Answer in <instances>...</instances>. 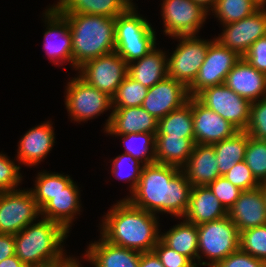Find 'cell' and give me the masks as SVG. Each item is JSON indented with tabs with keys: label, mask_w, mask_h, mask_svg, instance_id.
<instances>
[{
	"label": "cell",
	"mask_w": 266,
	"mask_h": 267,
	"mask_svg": "<svg viewBox=\"0 0 266 267\" xmlns=\"http://www.w3.org/2000/svg\"><path fill=\"white\" fill-rule=\"evenodd\" d=\"M191 188L182 169L155 162L143 166L135 190L125 199L147 212L167 213L182 219L189 205Z\"/></svg>",
	"instance_id": "6da1fadb"
},
{
	"label": "cell",
	"mask_w": 266,
	"mask_h": 267,
	"mask_svg": "<svg viewBox=\"0 0 266 267\" xmlns=\"http://www.w3.org/2000/svg\"><path fill=\"white\" fill-rule=\"evenodd\" d=\"M102 217L100 235L111 244L144 253L153 251L160 239L159 215L142 210L125 198Z\"/></svg>",
	"instance_id": "7a4b0ae2"
},
{
	"label": "cell",
	"mask_w": 266,
	"mask_h": 267,
	"mask_svg": "<svg viewBox=\"0 0 266 267\" xmlns=\"http://www.w3.org/2000/svg\"><path fill=\"white\" fill-rule=\"evenodd\" d=\"M67 234L60 224L39 218L14 235L15 255L27 267L68 265L69 256L63 249L64 240L69 236Z\"/></svg>",
	"instance_id": "3957f363"
},
{
	"label": "cell",
	"mask_w": 266,
	"mask_h": 267,
	"mask_svg": "<svg viewBox=\"0 0 266 267\" xmlns=\"http://www.w3.org/2000/svg\"><path fill=\"white\" fill-rule=\"evenodd\" d=\"M72 35L73 69L115 52V18L92 14H62Z\"/></svg>",
	"instance_id": "277c9868"
},
{
	"label": "cell",
	"mask_w": 266,
	"mask_h": 267,
	"mask_svg": "<svg viewBox=\"0 0 266 267\" xmlns=\"http://www.w3.org/2000/svg\"><path fill=\"white\" fill-rule=\"evenodd\" d=\"M135 7L115 18V52L128 64L144 57L156 43V31Z\"/></svg>",
	"instance_id": "5b68a950"
},
{
	"label": "cell",
	"mask_w": 266,
	"mask_h": 267,
	"mask_svg": "<svg viewBox=\"0 0 266 267\" xmlns=\"http://www.w3.org/2000/svg\"><path fill=\"white\" fill-rule=\"evenodd\" d=\"M197 229L198 265L200 266L214 267L239 249V231L228 216L197 225Z\"/></svg>",
	"instance_id": "8992f818"
},
{
	"label": "cell",
	"mask_w": 266,
	"mask_h": 267,
	"mask_svg": "<svg viewBox=\"0 0 266 267\" xmlns=\"http://www.w3.org/2000/svg\"><path fill=\"white\" fill-rule=\"evenodd\" d=\"M65 89L64 104L71 121L83 123L97 118L106 110H112V98L78 75L68 81Z\"/></svg>",
	"instance_id": "52a82bcc"
},
{
	"label": "cell",
	"mask_w": 266,
	"mask_h": 267,
	"mask_svg": "<svg viewBox=\"0 0 266 267\" xmlns=\"http://www.w3.org/2000/svg\"><path fill=\"white\" fill-rule=\"evenodd\" d=\"M179 43L171 53L167 55L168 77L183 83L187 88L197 77L198 70L202 66L209 44L214 40H204L200 36H176L172 37Z\"/></svg>",
	"instance_id": "ba28073f"
},
{
	"label": "cell",
	"mask_w": 266,
	"mask_h": 267,
	"mask_svg": "<svg viewBox=\"0 0 266 267\" xmlns=\"http://www.w3.org/2000/svg\"><path fill=\"white\" fill-rule=\"evenodd\" d=\"M39 217L41 210L29 188L0 192V233L16 235Z\"/></svg>",
	"instance_id": "9c48e42d"
},
{
	"label": "cell",
	"mask_w": 266,
	"mask_h": 267,
	"mask_svg": "<svg viewBox=\"0 0 266 267\" xmlns=\"http://www.w3.org/2000/svg\"><path fill=\"white\" fill-rule=\"evenodd\" d=\"M77 70L81 79L112 98L128 74V63L111 52L84 62Z\"/></svg>",
	"instance_id": "30bf717a"
},
{
	"label": "cell",
	"mask_w": 266,
	"mask_h": 267,
	"mask_svg": "<svg viewBox=\"0 0 266 267\" xmlns=\"http://www.w3.org/2000/svg\"><path fill=\"white\" fill-rule=\"evenodd\" d=\"M195 98L205 107L229 121L238 130H246L250 118L251 102L225 84L208 87L198 93Z\"/></svg>",
	"instance_id": "8fae6325"
},
{
	"label": "cell",
	"mask_w": 266,
	"mask_h": 267,
	"mask_svg": "<svg viewBox=\"0 0 266 267\" xmlns=\"http://www.w3.org/2000/svg\"><path fill=\"white\" fill-rule=\"evenodd\" d=\"M163 34L169 37L198 35L209 13L193 0H162Z\"/></svg>",
	"instance_id": "7c38bea8"
},
{
	"label": "cell",
	"mask_w": 266,
	"mask_h": 267,
	"mask_svg": "<svg viewBox=\"0 0 266 267\" xmlns=\"http://www.w3.org/2000/svg\"><path fill=\"white\" fill-rule=\"evenodd\" d=\"M241 59V56L213 40L206 53L205 60L198 70L197 77L188 87L190 97H195L204 89L224 84L227 74Z\"/></svg>",
	"instance_id": "4fadbf2b"
},
{
	"label": "cell",
	"mask_w": 266,
	"mask_h": 267,
	"mask_svg": "<svg viewBox=\"0 0 266 267\" xmlns=\"http://www.w3.org/2000/svg\"><path fill=\"white\" fill-rule=\"evenodd\" d=\"M222 26L223 32L214 39L243 57L253 43L266 36V5L240 21Z\"/></svg>",
	"instance_id": "5bb4252c"
},
{
	"label": "cell",
	"mask_w": 266,
	"mask_h": 267,
	"mask_svg": "<svg viewBox=\"0 0 266 267\" xmlns=\"http://www.w3.org/2000/svg\"><path fill=\"white\" fill-rule=\"evenodd\" d=\"M45 32L43 48L45 53L56 66L66 62L73 67L72 35L68 20L53 6H48L43 13Z\"/></svg>",
	"instance_id": "9a60e30c"
},
{
	"label": "cell",
	"mask_w": 266,
	"mask_h": 267,
	"mask_svg": "<svg viewBox=\"0 0 266 267\" xmlns=\"http://www.w3.org/2000/svg\"><path fill=\"white\" fill-rule=\"evenodd\" d=\"M189 97L188 88L183 83L167 76L148 88L142 107L159 120L182 107Z\"/></svg>",
	"instance_id": "2e32d148"
},
{
	"label": "cell",
	"mask_w": 266,
	"mask_h": 267,
	"mask_svg": "<svg viewBox=\"0 0 266 267\" xmlns=\"http://www.w3.org/2000/svg\"><path fill=\"white\" fill-rule=\"evenodd\" d=\"M195 144H209L232 137L239 131L233 124L192 97Z\"/></svg>",
	"instance_id": "e0dca14e"
},
{
	"label": "cell",
	"mask_w": 266,
	"mask_h": 267,
	"mask_svg": "<svg viewBox=\"0 0 266 267\" xmlns=\"http://www.w3.org/2000/svg\"><path fill=\"white\" fill-rule=\"evenodd\" d=\"M108 135L129 133H154L158 131V120L142 106L115 108L108 116L103 128Z\"/></svg>",
	"instance_id": "ac0fdd59"
},
{
	"label": "cell",
	"mask_w": 266,
	"mask_h": 267,
	"mask_svg": "<svg viewBox=\"0 0 266 267\" xmlns=\"http://www.w3.org/2000/svg\"><path fill=\"white\" fill-rule=\"evenodd\" d=\"M52 125L51 121H44L30 128L23 137L21 136L16 155V160L20 165L31 168L47 158L55 143Z\"/></svg>",
	"instance_id": "d6986e66"
},
{
	"label": "cell",
	"mask_w": 266,
	"mask_h": 267,
	"mask_svg": "<svg viewBox=\"0 0 266 267\" xmlns=\"http://www.w3.org/2000/svg\"><path fill=\"white\" fill-rule=\"evenodd\" d=\"M224 84L251 103L266 97V74L251 66L244 57L229 71Z\"/></svg>",
	"instance_id": "ffe728a7"
},
{
	"label": "cell",
	"mask_w": 266,
	"mask_h": 267,
	"mask_svg": "<svg viewBox=\"0 0 266 267\" xmlns=\"http://www.w3.org/2000/svg\"><path fill=\"white\" fill-rule=\"evenodd\" d=\"M227 216L239 232L266 225V205L261 188L242 191Z\"/></svg>",
	"instance_id": "44dd1931"
},
{
	"label": "cell",
	"mask_w": 266,
	"mask_h": 267,
	"mask_svg": "<svg viewBox=\"0 0 266 267\" xmlns=\"http://www.w3.org/2000/svg\"><path fill=\"white\" fill-rule=\"evenodd\" d=\"M80 193L73 180L41 209V217L60 224L69 233L74 219L77 218L75 216L82 212Z\"/></svg>",
	"instance_id": "7402d4cb"
},
{
	"label": "cell",
	"mask_w": 266,
	"mask_h": 267,
	"mask_svg": "<svg viewBox=\"0 0 266 267\" xmlns=\"http://www.w3.org/2000/svg\"><path fill=\"white\" fill-rule=\"evenodd\" d=\"M182 171L192 187L207 186L216 180L220 174L213 145L195 144Z\"/></svg>",
	"instance_id": "603a6c76"
},
{
	"label": "cell",
	"mask_w": 266,
	"mask_h": 267,
	"mask_svg": "<svg viewBox=\"0 0 266 267\" xmlns=\"http://www.w3.org/2000/svg\"><path fill=\"white\" fill-rule=\"evenodd\" d=\"M226 216V209L208 186H194L191 188L187 211L181 220L201 225Z\"/></svg>",
	"instance_id": "cb8c5ba5"
},
{
	"label": "cell",
	"mask_w": 266,
	"mask_h": 267,
	"mask_svg": "<svg viewBox=\"0 0 266 267\" xmlns=\"http://www.w3.org/2000/svg\"><path fill=\"white\" fill-rule=\"evenodd\" d=\"M91 242L85 254L99 267H139L141 253L109 243L101 235Z\"/></svg>",
	"instance_id": "d4e9b609"
},
{
	"label": "cell",
	"mask_w": 266,
	"mask_h": 267,
	"mask_svg": "<svg viewBox=\"0 0 266 267\" xmlns=\"http://www.w3.org/2000/svg\"><path fill=\"white\" fill-rule=\"evenodd\" d=\"M167 51L153 47L144 57L128 64V76L151 88L168 76Z\"/></svg>",
	"instance_id": "484cf974"
},
{
	"label": "cell",
	"mask_w": 266,
	"mask_h": 267,
	"mask_svg": "<svg viewBox=\"0 0 266 267\" xmlns=\"http://www.w3.org/2000/svg\"><path fill=\"white\" fill-rule=\"evenodd\" d=\"M133 0H59L52 6L61 14H92L116 18L129 7H137Z\"/></svg>",
	"instance_id": "4316f807"
},
{
	"label": "cell",
	"mask_w": 266,
	"mask_h": 267,
	"mask_svg": "<svg viewBox=\"0 0 266 267\" xmlns=\"http://www.w3.org/2000/svg\"><path fill=\"white\" fill-rule=\"evenodd\" d=\"M195 145V138H182L171 135H156V163L182 169L188 162Z\"/></svg>",
	"instance_id": "83f0119b"
},
{
	"label": "cell",
	"mask_w": 266,
	"mask_h": 267,
	"mask_svg": "<svg viewBox=\"0 0 266 267\" xmlns=\"http://www.w3.org/2000/svg\"><path fill=\"white\" fill-rule=\"evenodd\" d=\"M160 239L168 247L188 257L195 265H198L197 225L184 219L177 225H173L167 232L160 233ZM195 260H197V263Z\"/></svg>",
	"instance_id": "f1b7e54d"
},
{
	"label": "cell",
	"mask_w": 266,
	"mask_h": 267,
	"mask_svg": "<svg viewBox=\"0 0 266 267\" xmlns=\"http://www.w3.org/2000/svg\"><path fill=\"white\" fill-rule=\"evenodd\" d=\"M248 138L249 134L245 130H239L232 137L212 144L220 176L226 174L235 163L244 160Z\"/></svg>",
	"instance_id": "f546056e"
},
{
	"label": "cell",
	"mask_w": 266,
	"mask_h": 267,
	"mask_svg": "<svg viewBox=\"0 0 266 267\" xmlns=\"http://www.w3.org/2000/svg\"><path fill=\"white\" fill-rule=\"evenodd\" d=\"M156 135H171L182 138H194L192 97L182 107L173 110L158 120Z\"/></svg>",
	"instance_id": "4dcf8cb0"
},
{
	"label": "cell",
	"mask_w": 266,
	"mask_h": 267,
	"mask_svg": "<svg viewBox=\"0 0 266 267\" xmlns=\"http://www.w3.org/2000/svg\"><path fill=\"white\" fill-rule=\"evenodd\" d=\"M72 177L58 172L41 171L35 177L34 188L29 189L40 210L53 199V196L63 191L71 182Z\"/></svg>",
	"instance_id": "1f68e13d"
},
{
	"label": "cell",
	"mask_w": 266,
	"mask_h": 267,
	"mask_svg": "<svg viewBox=\"0 0 266 267\" xmlns=\"http://www.w3.org/2000/svg\"><path fill=\"white\" fill-rule=\"evenodd\" d=\"M262 5L259 0H216L211 13L222 25H227L252 15Z\"/></svg>",
	"instance_id": "d6a6232c"
},
{
	"label": "cell",
	"mask_w": 266,
	"mask_h": 267,
	"mask_svg": "<svg viewBox=\"0 0 266 267\" xmlns=\"http://www.w3.org/2000/svg\"><path fill=\"white\" fill-rule=\"evenodd\" d=\"M121 136L125 146L124 153L131 155L134 159L140 161L143 165L156 162L155 159V137L154 133H129Z\"/></svg>",
	"instance_id": "836d02e7"
},
{
	"label": "cell",
	"mask_w": 266,
	"mask_h": 267,
	"mask_svg": "<svg viewBox=\"0 0 266 267\" xmlns=\"http://www.w3.org/2000/svg\"><path fill=\"white\" fill-rule=\"evenodd\" d=\"M147 91L146 86L127 75L112 97V109L142 106Z\"/></svg>",
	"instance_id": "e575fe53"
},
{
	"label": "cell",
	"mask_w": 266,
	"mask_h": 267,
	"mask_svg": "<svg viewBox=\"0 0 266 267\" xmlns=\"http://www.w3.org/2000/svg\"><path fill=\"white\" fill-rule=\"evenodd\" d=\"M143 164L127 153H122L113 158L111 174L118 180L129 182L130 194L135 190L143 168Z\"/></svg>",
	"instance_id": "d590c367"
},
{
	"label": "cell",
	"mask_w": 266,
	"mask_h": 267,
	"mask_svg": "<svg viewBox=\"0 0 266 267\" xmlns=\"http://www.w3.org/2000/svg\"><path fill=\"white\" fill-rule=\"evenodd\" d=\"M244 161L260 182L266 181V140L249 136Z\"/></svg>",
	"instance_id": "8d00e7d4"
},
{
	"label": "cell",
	"mask_w": 266,
	"mask_h": 267,
	"mask_svg": "<svg viewBox=\"0 0 266 267\" xmlns=\"http://www.w3.org/2000/svg\"><path fill=\"white\" fill-rule=\"evenodd\" d=\"M239 249L266 263V225L239 232Z\"/></svg>",
	"instance_id": "74e56055"
},
{
	"label": "cell",
	"mask_w": 266,
	"mask_h": 267,
	"mask_svg": "<svg viewBox=\"0 0 266 267\" xmlns=\"http://www.w3.org/2000/svg\"><path fill=\"white\" fill-rule=\"evenodd\" d=\"M20 164L0 152V192L16 190L22 182Z\"/></svg>",
	"instance_id": "f35d334b"
},
{
	"label": "cell",
	"mask_w": 266,
	"mask_h": 267,
	"mask_svg": "<svg viewBox=\"0 0 266 267\" xmlns=\"http://www.w3.org/2000/svg\"><path fill=\"white\" fill-rule=\"evenodd\" d=\"M245 131L252 138L266 140V97L251 103L249 123Z\"/></svg>",
	"instance_id": "ab89813d"
},
{
	"label": "cell",
	"mask_w": 266,
	"mask_h": 267,
	"mask_svg": "<svg viewBox=\"0 0 266 267\" xmlns=\"http://www.w3.org/2000/svg\"><path fill=\"white\" fill-rule=\"evenodd\" d=\"M234 186L242 191L252 190L260 186V182L255 178L245 161L237 162L223 175Z\"/></svg>",
	"instance_id": "60d3db41"
},
{
	"label": "cell",
	"mask_w": 266,
	"mask_h": 267,
	"mask_svg": "<svg viewBox=\"0 0 266 267\" xmlns=\"http://www.w3.org/2000/svg\"><path fill=\"white\" fill-rule=\"evenodd\" d=\"M207 186L212 191L214 196L220 201L227 212L233 206L235 201L239 198L240 193L242 192V190L234 186L223 176H219L216 180L209 183Z\"/></svg>",
	"instance_id": "b9f144b4"
},
{
	"label": "cell",
	"mask_w": 266,
	"mask_h": 267,
	"mask_svg": "<svg viewBox=\"0 0 266 267\" xmlns=\"http://www.w3.org/2000/svg\"><path fill=\"white\" fill-rule=\"evenodd\" d=\"M153 252L159 258L164 267H194L195 264L186 256L179 254L168 247L161 239L153 248Z\"/></svg>",
	"instance_id": "7bdbcfd3"
},
{
	"label": "cell",
	"mask_w": 266,
	"mask_h": 267,
	"mask_svg": "<svg viewBox=\"0 0 266 267\" xmlns=\"http://www.w3.org/2000/svg\"><path fill=\"white\" fill-rule=\"evenodd\" d=\"M214 267H266V263L238 249Z\"/></svg>",
	"instance_id": "ee69618b"
},
{
	"label": "cell",
	"mask_w": 266,
	"mask_h": 267,
	"mask_svg": "<svg viewBox=\"0 0 266 267\" xmlns=\"http://www.w3.org/2000/svg\"><path fill=\"white\" fill-rule=\"evenodd\" d=\"M243 57L251 66L266 74V36L253 43Z\"/></svg>",
	"instance_id": "f6af8a7d"
},
{
	"label": "cell",
	"mask_w": 266,
	"mask_h": 267,
	"mask_svg": "<svg viewBox=\"0 0 266 267\" xmlns=\"http://www.w3.org/2000/svg\"><path fill=\"white\" fill-rule=\"evenodd\" d=\"M15 255L14 235L0 233V262Z\"/></svg>",
	"instance_id": "bcb514c9"
},
{
	"label": "cell",
	"mask_w": 266,
	"mask_h": 267,
	"mask_svg": "<svg viewBox=\"0 0 266 267\" xmlns=\"http://www.w3.org/2000/svg\"><path fill=\"white\" fill-rule=\"evenodd\" d=\"M139 267H164L156 254L151 252L141 253Z\"/></svg>",
	"instance_id": "7dc6e473"
},
{
	"label": "cell",
	"mask_w": 266,
	"mask_h": 267,
	"mask_svg": "<svg viewBox=\"0 0 266 267\" xmlns=\"http://www.w3.org/2000/svg\"><path fill=\"white\" fill-rule=\"evenodd\" d=\"M0 267H27V266L16 255H13L1 261Z\"/></svg>",
	"instance_id": "c3c4849f"
},
{
	"label": "cell",
	"mask_w": 266,
	"mask_h": 267,
	"mask_svg": "<svg viewBox=\"0 0 266 267\" xmlns=\"http://www.w3.org/2000/svg\"><path fill=\"white\" fill-rule=\"evenodd\" d=\"M72 256L73 255L69 256V259H68L69 267H83L82 264L80 263L82 261L81 260L79 261V258L77 259L76 257H72ZM82 257L85 258L87 262L89 261V263L92 264V266L99 267L86 254H83Z\"/></svg>",
	"instance_id": "681fc988"
},
{
	"label": "cell",
	"mask_w": 266,
	"mask_h": 267,
	"mask_svg": "<svg viewBox=\"0 0 266 267\" xmlns=\"http://www.w3.org/2000/svg\"><path fill=\"white\" fill-rule=\"evenodd\" d=\"M211 15L210 11L214 8L216 0H193Z\"/></svg>",
	"instance_id": "f907efd6"
},
{
	"label": "cell",
	"mask_w": 266,
	"mask_h": 267,
	"mask_svg": "<svg viewBox=\"0 0 266 267\" xmlns=\"http://www.w3.org/2000/svg\"><path fill=\"white\" fill-rule=\"evenodd\" d=\"M261 188L263 197H264V201H265V205H266V181L262 182L259 186Z\"/></svg>",
	"instance_id": "816d5d0a"
},
{
	"label": "cell",
	"mask_w": 266,
	"mask_h": 267,
	"mask_svg": "<svg viewBox=\"0 0 266 267\" xmlns=\"http://www.w3.org/2000/svg\"><path fill=\"white\" fill-rule=\"evenodd\" d=\"M263 5H266V0H259Z\"/></svg>",
	"instance_id": "f5cc1de1"
}]
</instances>
